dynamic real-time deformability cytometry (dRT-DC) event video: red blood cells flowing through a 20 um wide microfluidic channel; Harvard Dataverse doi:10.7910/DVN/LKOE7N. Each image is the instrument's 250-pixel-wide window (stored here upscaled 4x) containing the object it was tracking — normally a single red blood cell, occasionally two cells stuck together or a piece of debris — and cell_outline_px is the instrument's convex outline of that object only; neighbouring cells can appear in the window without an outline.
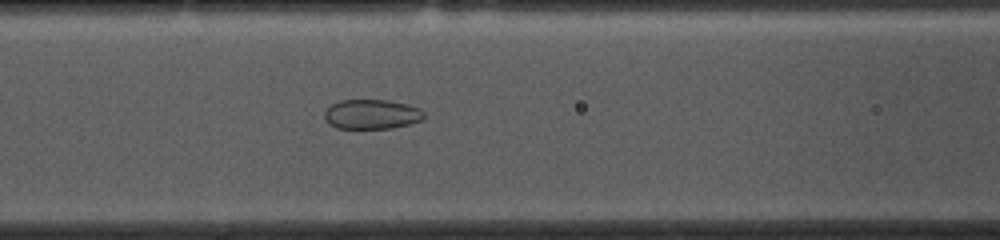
{"species": "common noctule bat (a hibernating species)", "species_latin": "Nyctalus noctula", "temperature_condition": "cold", "stored_images_in_passage": 53, "camera_frame_rate_fps": 3000, "um_per_image_px": 0.085, "animal": {"sex": "female", "body_mass_g": 10.0, "forearm_length_mm": 53.1}, "frame": {"image": 1, "passage_image": 21, "time_ms": 6.667, "image_size_px": [1000, 240], "cell_outline_px": [[424, 120], [392, 128], [336, 128], [328, 124], [324, 116], [324, 112], [332, 104], [340, 100], [388, 100], [408, 104], [420, 108], [424, 112]], "centroid_in_image_um": [31.61, 9.71], "position_along_channel_um": 135.0, "area_um2": 17.28}}
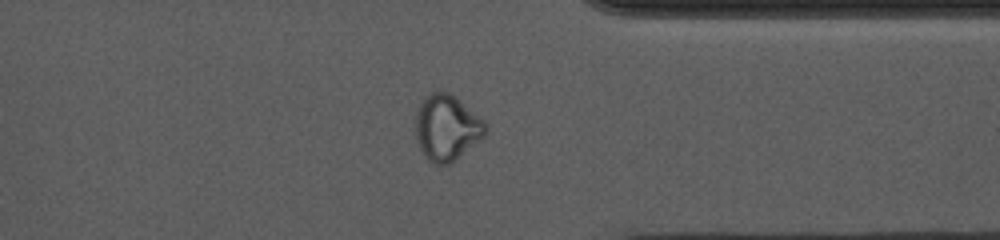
{"frame": {"image": 2, "passage_image": 41, "time_ms": 13.333, "image_size_px": [1000, 240], "cell_outline_px": [[488, 132], [480, 140], [452, 164], [436, 164], [428, 160], [424, 156], [420, 148], [416, 136], [416, 112], [424, 96], [432, 92], [448, 92], [456, 96], [484, 120], [488, 128]], "centroid_in_image_um": [38.0, 10.86], "position_along_channel_um": 373.4, "area_um2": 27.05}}
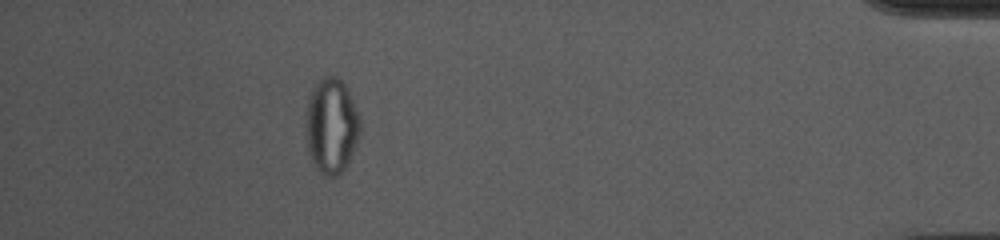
{"frame": {"image": 3, "passage_image": 48, "time_ms": 15.667, "image_size_px": [1000, 240], "cell_outline_px": [[360, 136], [340, 176], [328, 176], [320, 172], [316, 168], [308, 152], [304, 128], [304, 124], [308, 96], [312, 88], [324, 76], [336, 76], [348, 88], [360, 116]], "centroid_in_image_um": [28.15, 10.68], "position_along_channel_um": 407.1, "area_um2": 30.58}, "authors_computed_cell_mechanics": {"area_um2": 24.9696, "velocity_mm_per_s": 3.6794, "shape_relaxation_time_tau1_ms": null, "shape_relaxation_time_tau2_ms": 1.3203, "deformation_change_tau1": null, "deformation_change_tau2": 0.0509}}